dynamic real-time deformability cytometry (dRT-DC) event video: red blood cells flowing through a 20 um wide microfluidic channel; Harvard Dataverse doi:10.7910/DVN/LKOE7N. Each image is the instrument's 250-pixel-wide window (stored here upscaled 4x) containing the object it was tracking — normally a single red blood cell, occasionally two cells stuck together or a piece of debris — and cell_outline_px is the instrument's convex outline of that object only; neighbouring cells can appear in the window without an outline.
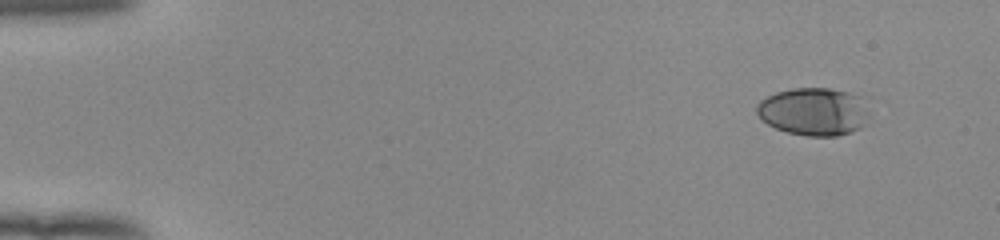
{"species": "human", "species_latin": "Homo sapiens", "temperature_condition": "room temperature", "stored_images_in_passage": 50, "camera_frame_rate_fps": 3000, "um_per_image_px": 0.085, "donor": {"sex": "female"}, "frame": {"image": 1, "passage_image": 1, "time_ms": 0.0, "image_size_px": [1000, 240], "cell_outline_px": [[864, 124], [860, 128], [852, 132], [836, 136], [804, 136], [788, 132], [776, 128], [760, 120], [756, 112], [756, 104], [760, 100], [776, 92], [792, 88], [832, 88], [848, 92], [860, 96], [864, 112]], "centroid_in_image_um": [69.07, 9.48], "position_along_channel_um": 15.9, "area_um2": 31.1}}
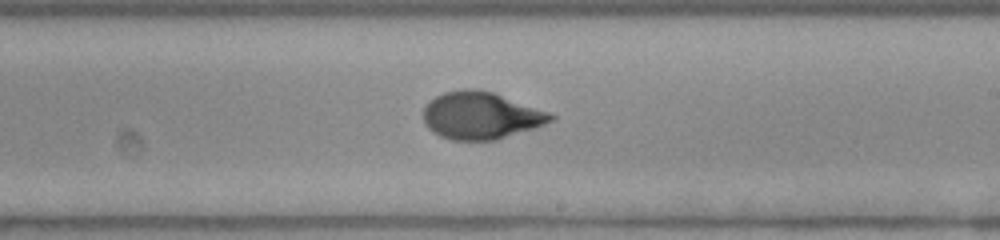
{"frame": {"image": 2, "passage_image": 29, "time_ms": 9.333, "image_size_px": [1000, 240], "cell_outline_px": [[556, 120], [536, 128], [496, 140], [452, 140], [440, 136], [432, 132], [424, 124], [424, 108], [436, 96], [444, 92], [464, 88], [476, 88], [492, 92], [548, 112], [556, 116]], "centroid_in_image_um": [40.89, 9.83], "position_along_channel_um": 248.1, "area_um2": 35.08}}
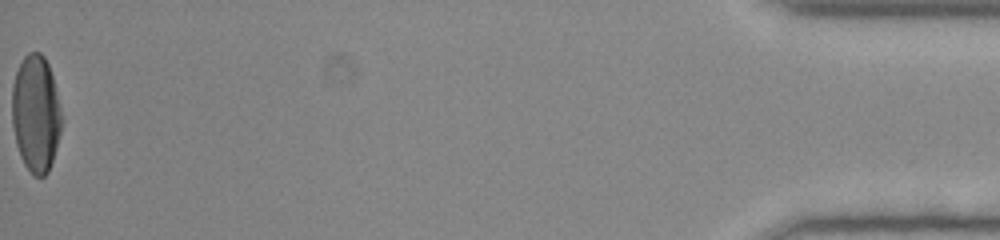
{"frame": {"image": 3, "passage_image": 50, "time_ms": 16.333, "image_size_px": [1000, 240], "cell_outline_px": [[64, 120], [56, 148], [48, 172], [44, 176], [32, 176], [24, 164], [20, 156], [16, 144], [12, 124], [12, 84], [16, 72], [24, 56], [28, 52], [40, 52], [44, 56], [48, 64], [52, 76]], "centroid_in_image_um": [3.05, 9.67], "position_along_channel_um": 432.2, "area_um2": 34.1}, "authors_computed_cell_mechanics": {"area_um2": 34.1598, "velocity_mm_per_s": 3.934, "shape_relaxation_time_tau1_ms": 5.9085, "shape_relaxation_time_tau2_ms": 0.8141, "deformation_change_tau1": 0.236, "deformation_change_tau2": 0.0505}}